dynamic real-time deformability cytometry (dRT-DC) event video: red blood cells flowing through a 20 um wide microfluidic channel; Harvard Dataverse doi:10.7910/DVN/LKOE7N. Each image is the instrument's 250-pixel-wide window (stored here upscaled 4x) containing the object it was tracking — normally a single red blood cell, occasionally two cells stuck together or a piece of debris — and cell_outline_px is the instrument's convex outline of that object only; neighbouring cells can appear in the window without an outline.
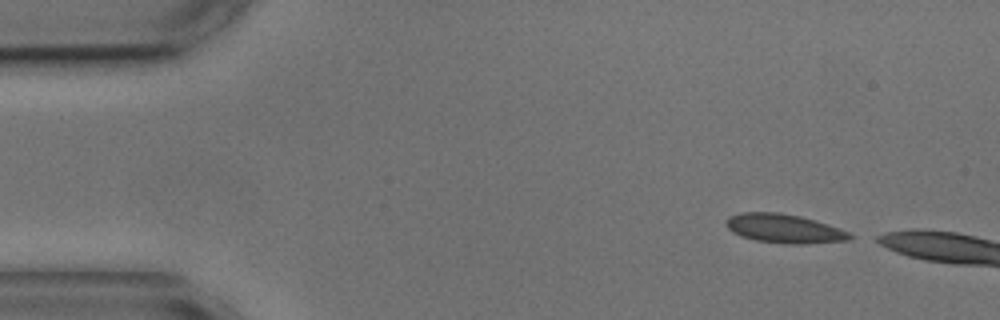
{"species": "common noctule bat (a hibernating species)", "species_latin": "Nyctalus noctula", "temperature_condition": "cold", "stored_images_in_passage": 6, "camera_frame_rate_fps": 3000, "um_per_image_px": 0.085, "animal": {"sex": "male", "body_mass_g": 17.9, "forearm_length_mm": 54.2}, "frame": {"image": 1, "passage_image": 1, "time_ms": 0.0, "image_size_px": [1000, 320], "cell_outline_px": [[856, 236], [848, 240], [804, 244], [788, 244], [756, 240], [740, 236], [732, 232], [728, 228], [724, 220], [728, 216], [740, 212], [780, 212], [800, 216], [828, 224], [840, 228]], "centroid_in_image_um": [66.64, 19.42], "position_along_channel_um": 18.4, "area_um2": 21.04}}